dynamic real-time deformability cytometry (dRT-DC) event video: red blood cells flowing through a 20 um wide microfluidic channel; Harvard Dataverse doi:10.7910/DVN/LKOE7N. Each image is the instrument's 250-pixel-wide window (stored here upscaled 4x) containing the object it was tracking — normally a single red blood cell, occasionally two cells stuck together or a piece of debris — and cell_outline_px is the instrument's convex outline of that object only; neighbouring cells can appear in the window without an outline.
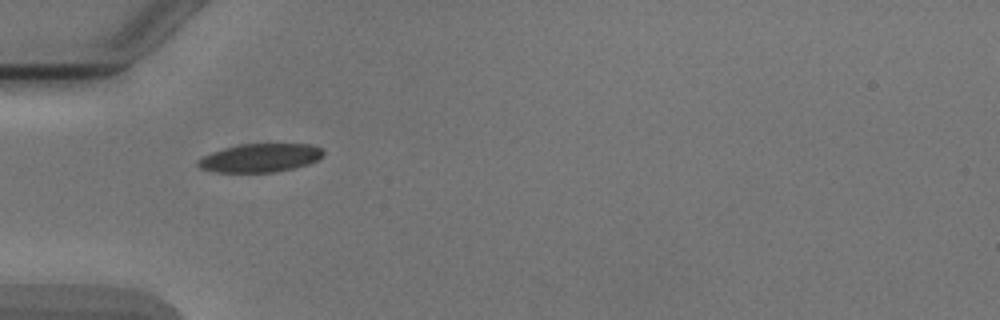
{"species": "Egyptian fruit bat (a non-hibernating species)", "species_latin": "Rousettus aegyptiacus", "temperature_condition": "cold", "stored_images_in_passage": 7, "camera_frame_rate_fps": 3000, "um_per_image_px": 0.085, "animal": {"sex": "male"}, "frame": {"image": 1, "passage_image": 6, "time_ms": 6.0, "image_size_px": [1000, 320], "cell_outline_px": [[324, 156], [308, 164], [292, 168], [272, 172], [216, 172], [200, 168], [196, 164], [196, 160], [212, 152], [224, 148], [240, 144], [312, 144], [320, 148], [324, 152]], "centroid_in_image_um": [22.1, 13.41], "position_along_channel_um": 62.9, "area_um2": 20.69}}
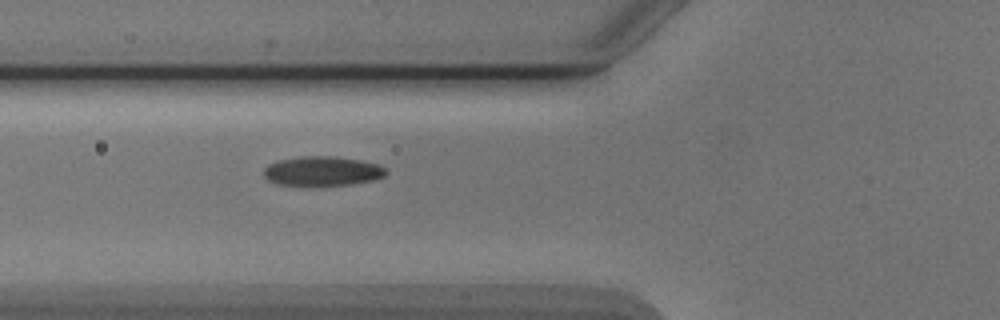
{"frame": {"image": 2, "passage_image": 7, "time_ms": 7.0, "image_size_px": [1000, 320], "cell_outline_px": [[388, 172], [384, 176], [376, 180], [352, 184], [276, 184], [268, 180], [264, 176], [264, 168], [268, 164], [276, 160], [304, 156], [332, 156], [360, 160], [380, 164]], "centroid_in_image_um": [27.42, 14.52], "position_along_channel_um": 98.4, "area_um2": 20.81}}